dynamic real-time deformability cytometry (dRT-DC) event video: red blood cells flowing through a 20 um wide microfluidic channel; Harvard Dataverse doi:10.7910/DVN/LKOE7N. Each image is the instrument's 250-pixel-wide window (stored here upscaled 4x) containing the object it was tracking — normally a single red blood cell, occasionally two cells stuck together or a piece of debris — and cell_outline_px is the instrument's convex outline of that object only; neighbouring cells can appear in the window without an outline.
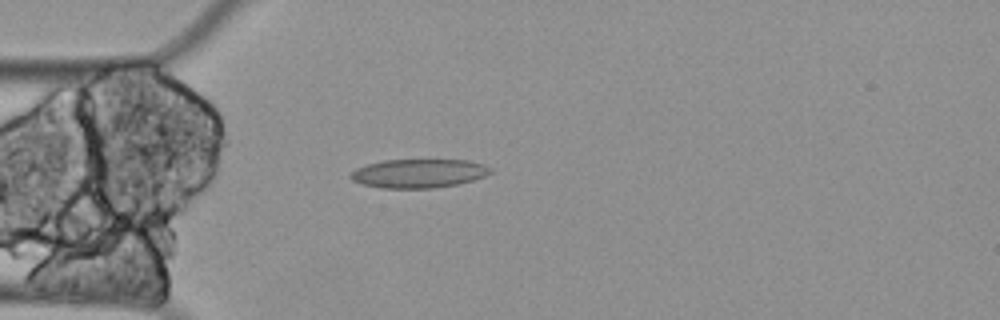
{"species": "Egyptian fruit bat (a non-hibernating species)", "species_latin": "Rousettus aegyptiacus", "temperature_condition": "cold", "stored_images_in_passage": 59, "camera_frame_rate_fps": 3000, "um_per_image_px": 0.085, "animal": {"sex": "female"}, "frame": {"image": 1, "passage_image": 16, "time_ms": 5.0, "image_size_px": [1000, 320], "cell_outline_px": [[492, 172], [484, 176], [472, 180], [456, 184], [432, 188], [380, 188], [364, 184], [352, 180], [348, 176], [356, 168], [368, 164], [384, 160], [468, 160], [484, 164], [492, 168]], "centroid_in_image_um": [35.59, 14.73], "position_along_channel_um": 49.4, "area_um2": 23.35}}
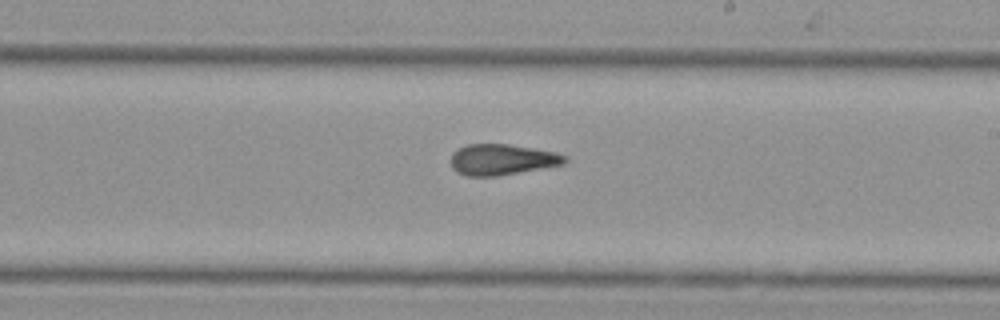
{"frame": {"image": 2, "passage_image": 34, "time_ms": 11.0, "image_size_px": [1000, 320], "cell_outline_px": [[568, 160], [564, 164], [496, 176], [468, 176], [456, 172], [452, 168], [452, 152], [468, 144], [508, 144], [556, 152], [568, 156]], "centroid_in_image_um": [42.69, 13.56], "position_along_channel_um": 246.3, "area_um2": 20.4}}
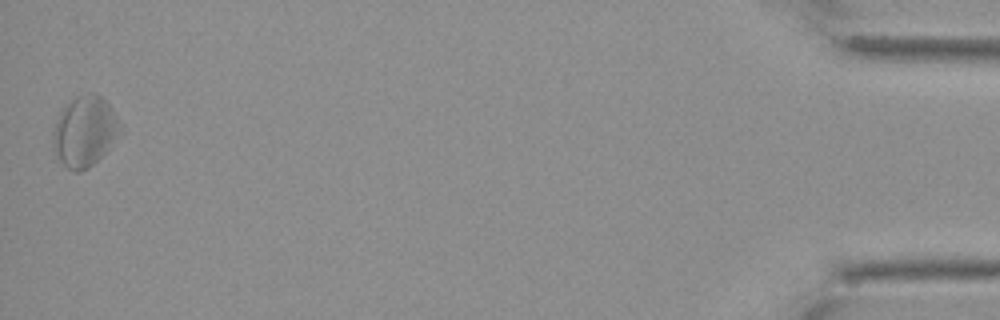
{"frame": {"image": 3, "passage_image": 59, "time_ms": 19.333, "image_size_px": [1000, 320], "cell_outline_px": [[124, 128], [108, 148], [88, 168], [80, 172], [76, 172], [68, 168], [56, 156], [52, 148], [52, 132], [56, 120], [60, 112], [76, 96], [88, 92], [96, 92], [112, 108]], "centroid_in_image_um": [7.19, 11.15], "position_along_channel_um": 428.0, "area_um2": 27.57}, "authors_computed_cell_mechanics": {"area_um2": 22.9466, "velocity_mm_per_s": 3.2821, "shape_relaxation_time_tau1_ms": null, "shape_relaxation_time_tau2_ms": 8.0647, "deformation_change_tau1": null, "deformation_change_tau2": 0.1541}}